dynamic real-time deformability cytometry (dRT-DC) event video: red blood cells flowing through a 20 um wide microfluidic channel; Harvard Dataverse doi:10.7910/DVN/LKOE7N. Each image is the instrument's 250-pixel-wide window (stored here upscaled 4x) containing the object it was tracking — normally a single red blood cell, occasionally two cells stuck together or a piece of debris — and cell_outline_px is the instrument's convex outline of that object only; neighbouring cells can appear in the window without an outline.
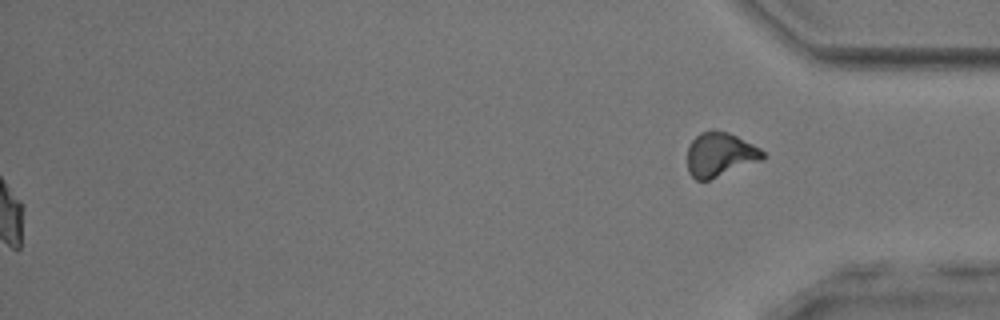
{"species": "common noctule bat (a hibernating species)", "species_latin": "Nyctalus noctula", "temperature_condition": "room temperature", "stored_images_in_passage": 53, "segment_of_instrument_passage": [2, 2], "camera_frame_rate_fps": 3000, "um_per_image_px": 0.085, "animal": {"sex": "male", "body_mass_g": 17.9, "forearm_length_mm": 54.2}, "frame": {"image": 1, "passage_image": 53, "time_ms": 17.333, "image_size_px": [1000, 320], "cell_outline_px": [[764, 160], [708, 180], [696, 180], [688, 172], [688, 148], [692, 140], [700, 132], [712, 128], [728, 132], [760, 148], [764, 152]], "centroid_in_image_um": [61.2, 13.12], "position_along_channel_um": 374.0, "area_um2": 19.54}}